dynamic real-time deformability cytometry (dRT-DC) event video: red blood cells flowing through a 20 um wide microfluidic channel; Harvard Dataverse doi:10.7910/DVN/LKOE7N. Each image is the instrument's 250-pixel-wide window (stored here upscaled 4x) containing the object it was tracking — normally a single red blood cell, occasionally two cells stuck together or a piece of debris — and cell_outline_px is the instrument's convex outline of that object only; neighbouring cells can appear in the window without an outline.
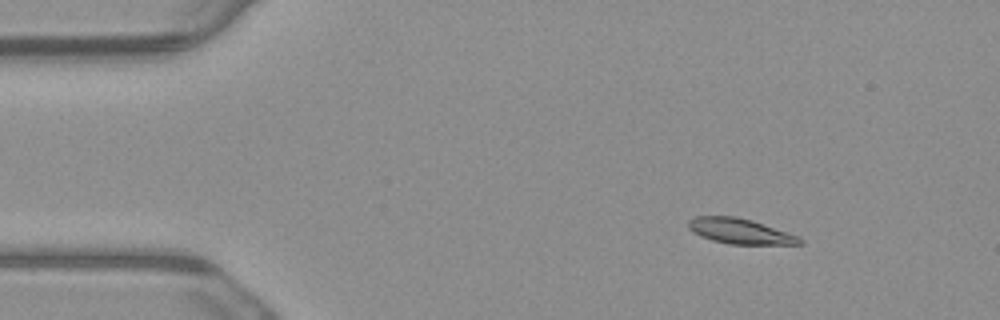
{"species": "common noctule bat (a hibernating species)", "species_latin": "Nyctalus noctula", "temperature_condition": "warm", "stored_images_in_passage": 5, "camera_frame_rate_fps": 3000, "um_per_image_px": 0.085, "animal": {"sex": "male", "body_mass_g": 23.1, "forearm_length_mm": 52.7}, "frame": {"image": 1, "passage_image": 3, "time_ms": 0.667, "image_size_px": [1000, 320], "cell_outline_px": [[804, 244], [728, 244], [712, 240], [700, 236], [692, 232], [688, 228], [688, 220], [696, 216], [736, 216], [752, 220], [800, 236], [804, 240]], "centroid_in_image_um": [62.91, 19.65], "position_along_channel_um": 22.1, "area_um2": 16.59}}
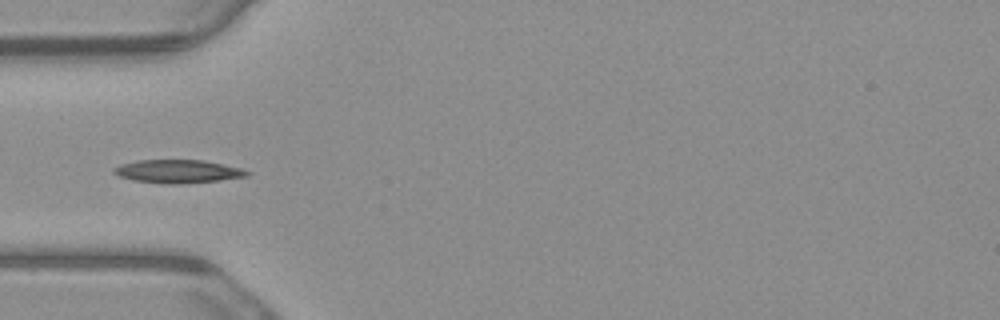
{"frame": {"image": 2, "passage_image": 5, "time_ms": 1.333, "image_size_px": [1000, 320], "cell_outline_px": [[252, 172], [248, 176], [220, 180], [180, 184], [168, 184], [132, 180], [120, 176], [112, 172], [112, 168], [120, 164], [136, 160], [204, 160], [240, 168]], "centroid_in_image_um": [15.1, 14.56], "position_along_channel_um": 69.9, "area_um2": 18.09}}